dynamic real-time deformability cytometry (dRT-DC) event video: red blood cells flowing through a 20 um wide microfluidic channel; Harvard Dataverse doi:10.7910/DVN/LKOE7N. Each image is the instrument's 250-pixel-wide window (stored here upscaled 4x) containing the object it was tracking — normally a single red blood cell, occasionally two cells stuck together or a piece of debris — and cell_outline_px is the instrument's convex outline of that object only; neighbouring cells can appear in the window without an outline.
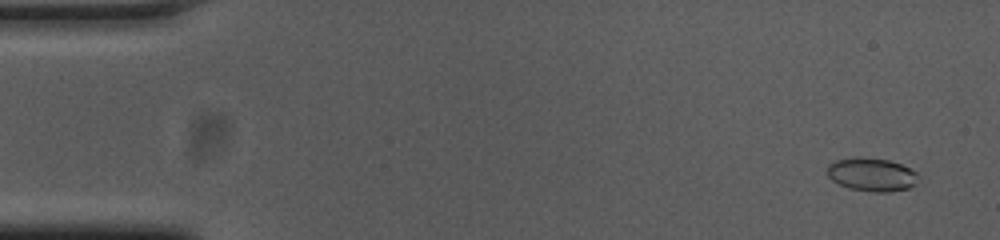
{"species": "common noctule bat (a hibernating species)", "species_latin": "Nyctalus noctula", "temperature_condition": "cold", "stored_images_in_passage": 55, "camera_frame_rate_fps": 3000, "um_per_image_px": 0.085, "animal": {"sex": "female", "body_mass_g": 23.0, "forearm_length_mm": 53.4}, "frame": {"image": 1, "passage_image": 3, "time_ms": 0.667, "image_size_px": [1000, 240], "cell_outline_px": [[920, 176], [916, 184], [908, 188], [892, 192], [876, 192], [848, 188], [832, 180], [828, 176], [828, 164], [836, 160], [888, 160], [900, 164], [916, 172]], "centroid_in_image_um": [74.15, 14.9], "position_along_channel_um": 10.8, "area_um2": 16.99}}
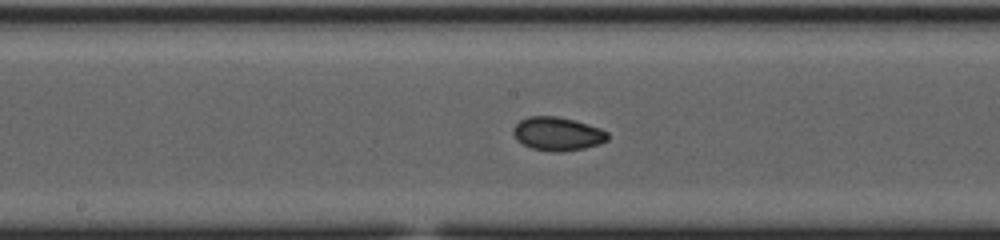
{"frame": {"image": 2, "passage_image": 28, "time_ms": 9.0, "image_size_px": [1000, 240], "cell_outline_px": [[608, 140], [600, 144], [584, 148], [564, 152], [552, 152], [532, 148], [516, 140], [512, 132], [512, 128], [520, 120], [528, 116], [556, 116], [576, 120], [600, 128], [608, 132]], "centroid_in_image_um": [47.39, 11.37], "position_along_channel_um": 200.8, "area_um2": 18.67}}
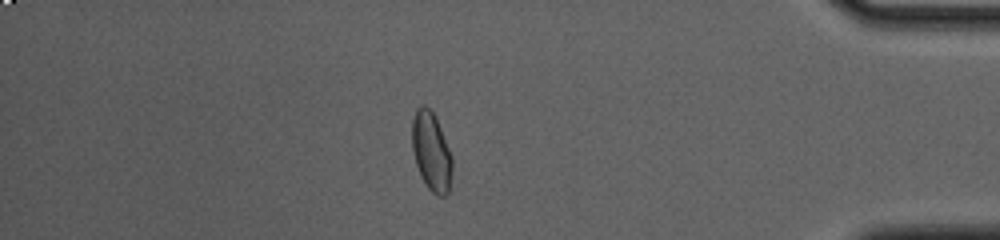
{"frame": {"image": 3, "passage_image": 47, "time_ms": 15.333, "image_size_px": [1000, 240], "cell_outline_px": [[452, 168], [448, 192], [444, 196], [436, 196], [424, 184], [416, 164], [412, 148], [412, 120], [416, 108], [420, 104], [424, 104], [432, 112], [440, 128], [452, 156]], "centroid_in_image_um": [36.64, 12.89], "position_along_channel_um": 398.6, "area_um2": 18.32}, "authors_computed_cell_mechanics": {"area_um2": 17.7446, "velocity_mm_per_s": 3.7478, "shape_relaxation_time_tau1_ms": 4.52, "shape_relaxation_time_tau2_ms": 2.2859, "deformation_change_tau1": 0.1179, "deformation_change_tau2": 0.0409}}